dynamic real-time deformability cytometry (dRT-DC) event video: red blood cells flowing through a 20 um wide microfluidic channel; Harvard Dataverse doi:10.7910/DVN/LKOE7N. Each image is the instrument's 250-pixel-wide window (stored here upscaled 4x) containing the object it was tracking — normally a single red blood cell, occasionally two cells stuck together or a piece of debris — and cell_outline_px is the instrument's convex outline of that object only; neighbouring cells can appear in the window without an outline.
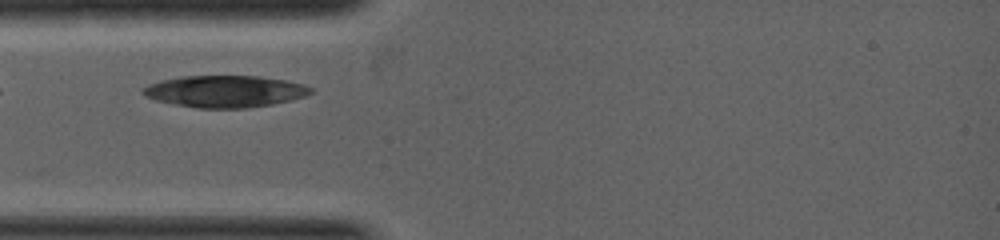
{"species": "common noctule bat (a hibernating species)", "species_latin": "Nyctalus noctula", "temperature_condition": "warm", "stored_images_in_passage": 5, "camera_frame_rate_fps": 5000, "um_per_image_px": 0.085, "animal": {"sex": "female", "body_mass_g": 19.0, "forearm_length_mm": 53.3}, "frame": {"image": 1, "passage_image": 2, "time_ms": 0.4, "image_size_px": [1000, 240], "cell_outline_px": [[312, 92], [304, 96], [292, 100], [272, 104], [248, 108], [196, 108], [172, 104], [156, 100], [144, 96], [140, 92], [140, 88], [148, 84], [160, 80], [180, 76], [256, 76], [284, 80], [304, 84], [312, 88]], "centroid_in_image_um": [19.06, 7.77], "position_along_channel_um": 65.9, "area_um2": 31.33}}